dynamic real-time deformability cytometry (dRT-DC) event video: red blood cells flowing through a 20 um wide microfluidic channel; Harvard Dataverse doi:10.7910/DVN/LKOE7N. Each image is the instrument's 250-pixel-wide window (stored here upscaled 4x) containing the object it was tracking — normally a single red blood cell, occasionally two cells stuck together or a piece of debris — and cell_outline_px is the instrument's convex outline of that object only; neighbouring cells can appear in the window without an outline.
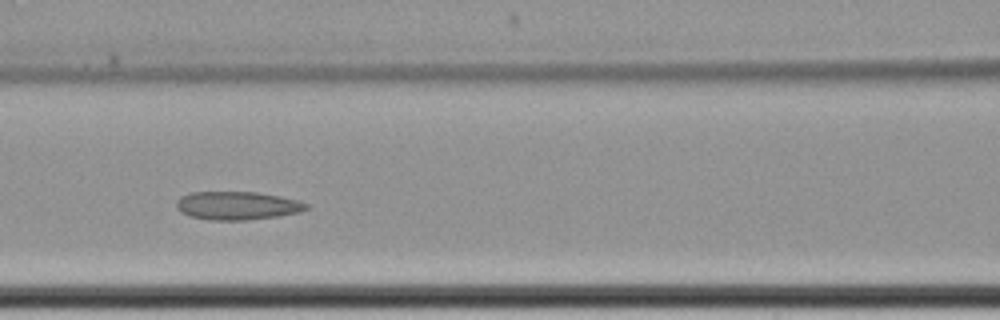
{"species": "common noctule bat (a hibernating species)", "species_latin": "Nyctalus noctula", "temperature_condition": "cold", "stored_images_in_passage": 15, "camera_frame_rate_fps": 3000, "um_per_image_px": 0.085, "animal": {"sex": "female", "body_mass_g": 22.7, "forearm_length_mm": 54.2}, "frame": {"image": 1, "passage_image": 7, "time_ms": 8.0, "image_size_px": [1000, 320], "cell_outline_px": [[308, 208], [296, 212], [276, 216], [248, 220], [208, 220], [188, 216], [180, 212], [176, 208], [176, 200], [180, 196], [192, 192], [256, 192], [280, 196], [300, 200], [308, 204]], "centroid_in_image_um": [20.11, 17.47], "position_along_channel_um": 146.5, "area_um2": 21.5}}
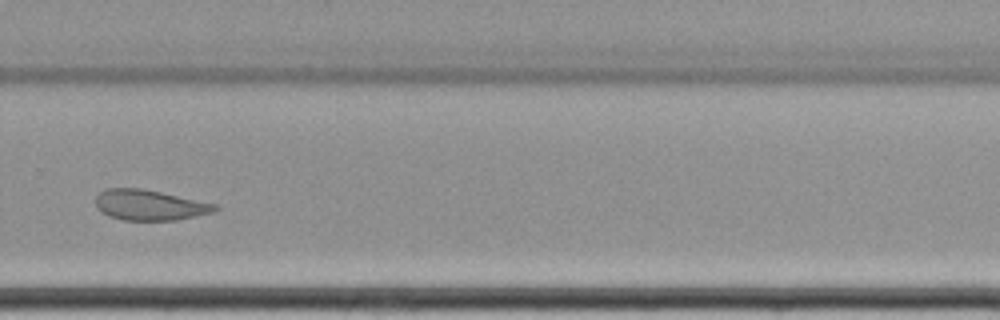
{"frame": {"image": 2, "passage_image": 11, "time_ms": 13.0, "image_size_px": [1000, 320], "cell_outline_px": [[220, 208], [212, 212], [180, 220], [124, 220], [108, 216], [96, 208], [96, 196], [100, 192], [108, 188], [140, 188], [160, 192], [216, 204]], "centroid_in_image_um": [12.7, 17.44], "position_along_channel_um": 317.1, "area_um2": 21.1}}
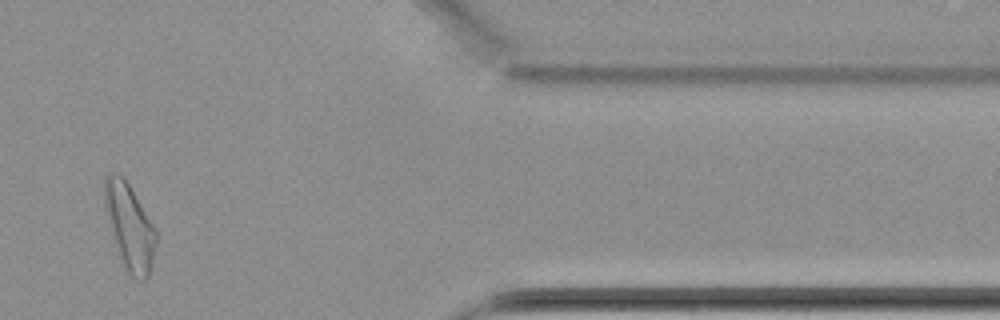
{"frame": {"image": 3, "passage_image": 13, "time_ms": 16.333, "image_size_px": [1000, 320], "cell_outline_px": [[156, 244], [152, 264], [148, 276], [140, 284], [120, 264], [112, 236], [104, 204], [104, 176], [112, 172], [116, 172], [124, 176], [156, 228]], "centroid_in_image_um": [11.0, 19.29], "position_along_channel_um": 400.4, "area_um2": 26.3}}